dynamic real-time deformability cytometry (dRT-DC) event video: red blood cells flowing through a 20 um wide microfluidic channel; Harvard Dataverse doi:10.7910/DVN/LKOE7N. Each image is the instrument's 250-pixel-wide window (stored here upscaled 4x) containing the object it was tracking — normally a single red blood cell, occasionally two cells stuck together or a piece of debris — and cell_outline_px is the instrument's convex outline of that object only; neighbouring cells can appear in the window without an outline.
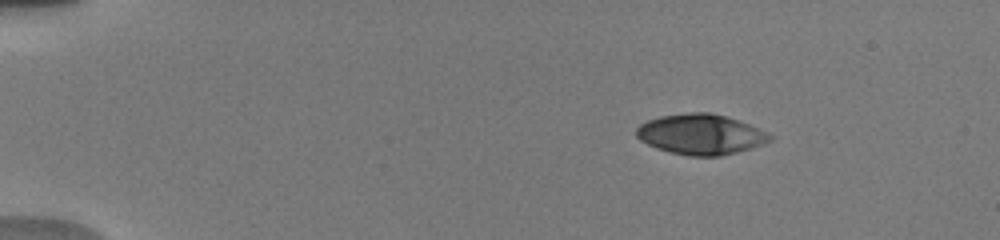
{"species": "human", "species_latin": "Homo sapiens", "temperature_condition": "warm", "stored_images_in_passage": 20, "camera_frame_rate_fps": 3000, "um_per_image_px": 0.085, "donor": {"sex": "male"}, "frame": {"image": 1, "passage_image": 4, "time_ms": 2.333, "image_size_px": [1000, 240], "cell_outline_px": [[772, 140], [752, 148], [720, 156], [688, 156], [656, 148], [640, 140], [636, 136], [636, 128], [640, 124], [648, 120], [660, 116], [688, 112], [712, 112], [748, 124], [768, 132], [772, 136]], "centroid_in_image_um": [59.55, 11.42], "position_along_channel_um": 25.4, "area_um2": 31.33}}
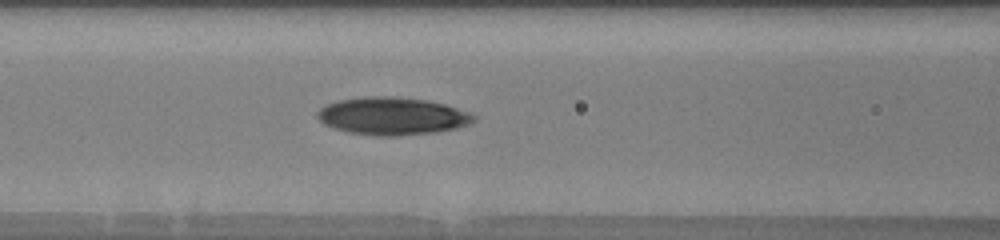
{"frame": {"image": 2, "passage_image": 12, "time_ms": 7.667, "image_size_px": [1000, 240], "cell_outline_px": [[476, 120], [472, 124], [456, 128], [436, 132], [396, 136], [376, 136], [348, 132], [324, 124], [316, 116], [316, 112], [320, 108], [336, 100], [364, 96], [396, 96], [428, 100], [444, 104], [468, 112], [476, 116]], "centroid_in_image_um": [33.35, 9.86], "position_along_channel_um": 133.3, "area_um2": 34.51}}
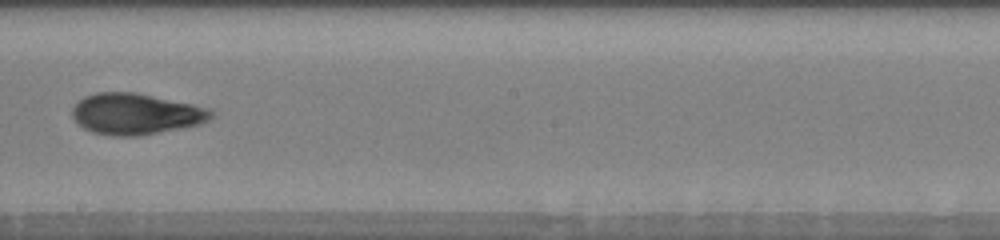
{"frame": {"image": 3, "passage_image": 16, "time_ms": 10.333, "image_size_px": [1000, 240], "cell_outline_px": [[216, 112], [208, 120], [200, 124], [180, 128], [136, 136], [112, 136], [92, 132], [84, 128], [72, 116], [72, 108], [84, 96], [96, 92], [136, 92], [212, 108]], "centroid_in_image_um": [11.57, 9.67], "position_along_channel_um": 236.6, "area_um2": 33.29}}